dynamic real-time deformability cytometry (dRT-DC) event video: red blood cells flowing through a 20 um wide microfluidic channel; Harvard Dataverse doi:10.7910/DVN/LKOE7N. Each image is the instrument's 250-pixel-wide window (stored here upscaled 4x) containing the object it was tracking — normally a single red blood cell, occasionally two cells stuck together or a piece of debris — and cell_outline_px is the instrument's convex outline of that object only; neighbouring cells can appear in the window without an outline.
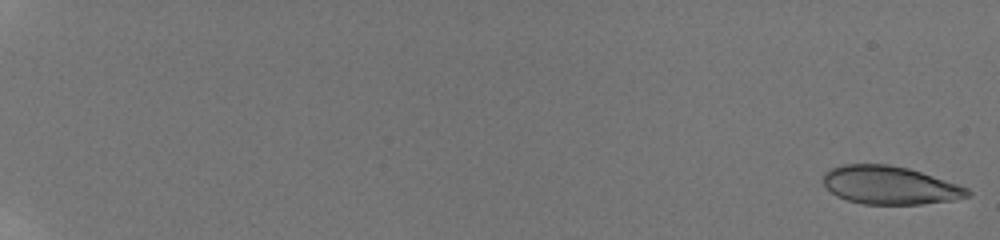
{"species": "human", "species_latin": "Homo sapiens", "temperature_condition": "room temperature", "stored_images_in_passage": 71, "camera_frame_rate_fps": 3000, "um_per_image_px": 0.085, "donor": {"sex": "male"}, "frame": {"image": 1, "passage_image": 1, "time_ms": 0.0, "image_size_px": [1000, 240], "cell_outline_px": [[972, 192], [968, 196], [952, 200], [920, 204], [864, 204], [848, 200], [836, 196], [824, 184], [824, 172], [832, 168], [844, 164], [888, 164], [908, 168], [968, 188]], "centroid_in_image_um": [75.61, 15.74], "position_along_channel_um": 9.4, "area_um2": 31.73}}
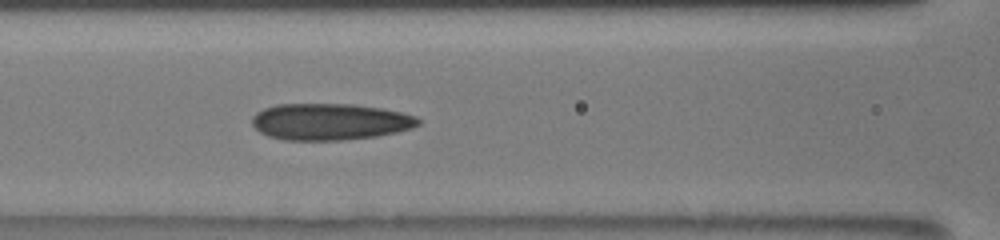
{"frame": {"image": 2, "passage_image": 39, "time_ms": 9.667, "image_size_px": [1000, 240], "cell_outline_px": [[420, 124], [412, 128], [396, 132], [376, 136], [340, 140], [284, 140], [268, 136], [260, 132], [252, 124], [252, 116], [256, 112], [264, 108], [276, 104], [352, 104], [380, 108], [400, 112], [416, 116], [420, 120]], "centroid_in_image_um": [28.02, 10.34], "position_along_channel_um": 138.6, "area_um2": 35.43}}
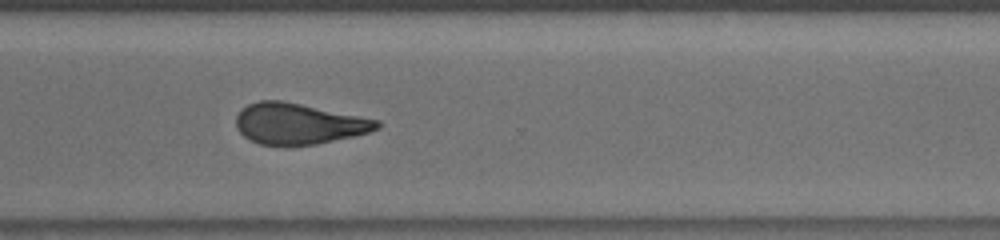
{"frame": {"image": 3, "passage_image": 70, "time_ms": 15.0, "image_size_px": [1000, 240], "cell_outline_px": [[380, 128], [368, 132], [352, 136], [316, 144], [284, 148], [260, 144], [244, 136], [236, 128], [236, 116], [248, 104], [260, 100], [280, 100], [380, 120]], "centroid_in_image_um": [25.35, 10.55], "position_along_channel_um": 345.2, "area_um2": 33.76}}